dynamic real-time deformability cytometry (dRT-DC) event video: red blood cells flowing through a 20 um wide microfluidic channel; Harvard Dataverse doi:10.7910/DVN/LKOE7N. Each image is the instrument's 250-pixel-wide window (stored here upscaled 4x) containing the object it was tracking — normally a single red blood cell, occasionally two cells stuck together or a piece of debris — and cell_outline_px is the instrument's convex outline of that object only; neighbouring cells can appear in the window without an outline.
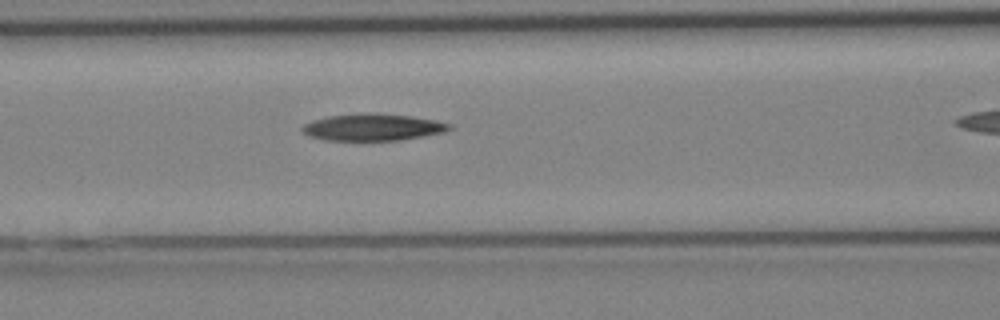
{"species": "Egyptian fruit bat (a non-hibernating species)", "species_latin": "Rousettus aegyptiacus", "temperature_condition": "cold", "stored_images_in_passage": 24, "camera_frame_rate_fps": 3000, "um_per_image_px": 0.085, "animal": {"sex": "female"}, "frame": {"image": 1, "passage_image": 11, "time_ms": 3.333, "image_size_px": [1000, 320], "cell_outline_px": [[452, 128], [440, 132], [400, 140], [324, 140], [308, 136], [300, 128], [304, 124], [312, 120], [328, 116], [408, 116], [432, 120], [452, 124]], "centroid_in_image_um": [31.61, 10.86], "position_along_channel_um": 135.0, "area_um2": 21.56}}